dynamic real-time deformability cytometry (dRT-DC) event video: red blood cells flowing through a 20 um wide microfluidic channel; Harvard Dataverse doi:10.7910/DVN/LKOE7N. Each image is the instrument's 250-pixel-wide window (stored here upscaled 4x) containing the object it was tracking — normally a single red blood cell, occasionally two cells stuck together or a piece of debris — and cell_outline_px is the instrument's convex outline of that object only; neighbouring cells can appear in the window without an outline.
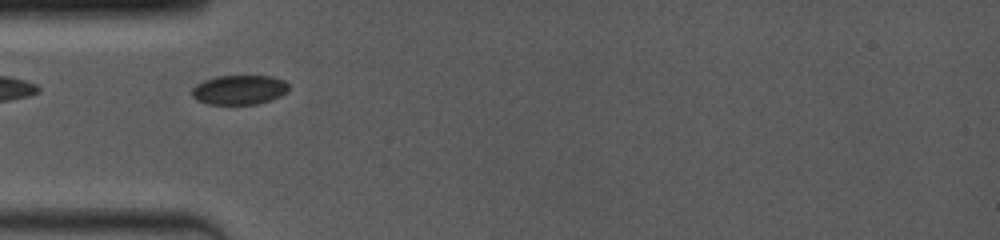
{"species": "common noctule bat (a hibernating species)", "species_latin": "Nyctalus noctula", "temperature_condition": "room temperature", "stored_images_in_passage": 5, "camera_frame_rate_fps": 4000, "um_per_image_px": 0.085, "animal": {"sex": "female", "body_mass_g": 19.0, "forearm_length_mm": 53.3}, "frame": {"image": 1, "passage_image": 2, "time_ms": 0.75, "image_size_px": [1000, 240], "cell_outline_px": [[288, 92], [272, 100], [256, 104], [208, 104], [196, 100], [192, 96], [192, 88], [196, 84], [204, 80], [216, 76], [272, 76], [284, 80], [288, 84]], "centroid_in_image_um": [20.34, 7.63], "position_along_channel_um": 64.7, "area_um2": 16.76}}
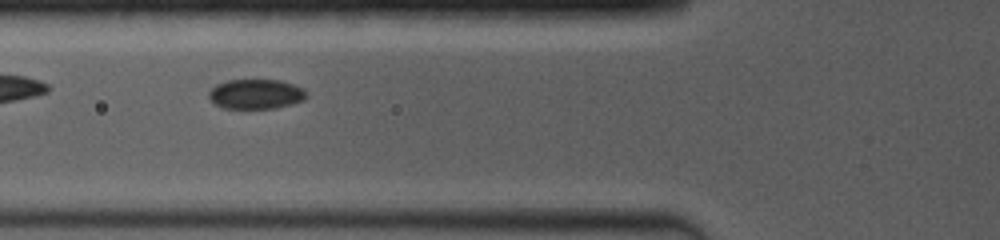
{"frame": {"image": 2, "passage_image": 4, "time_ms": 1.75, "image_size_px": [1000, 240], "cell_outline_px": [[308, 96], [304, 100], [292, 104], [276, 108], [224, 108], [212, 104], [208, 96], [208, 92], [216, 84], [228, 80], [280, 80], [292, 84], [308, 92]], "centroid_in_image_um": [21.73, 8.0], "position_along_channel_um": 104.1, "area_um2": 17.05}}